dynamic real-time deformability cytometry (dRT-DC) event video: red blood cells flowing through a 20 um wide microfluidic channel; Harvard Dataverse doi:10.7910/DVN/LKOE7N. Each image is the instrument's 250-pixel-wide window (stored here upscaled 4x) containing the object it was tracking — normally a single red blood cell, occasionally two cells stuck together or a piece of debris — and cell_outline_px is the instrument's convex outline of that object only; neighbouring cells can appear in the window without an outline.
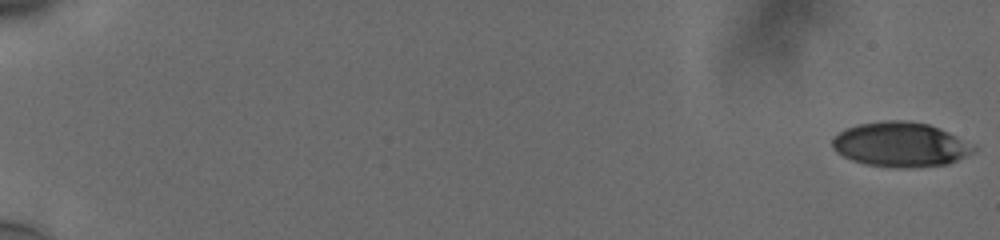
{"species": "human", "species_latin": "Homo sapiens", "temperature_condition": "cold", "stored_images_in_passage": 58, "camera_frame_rate_fps": 3000, "um_per_image_px": 0.085, "donor": {"sex": "male"}, "frame": {"image": 1, "passage_image": 1, "time_ms": 0.0, "image_size_px": [1000, 240], "cell_outline_px": [[976, 148], [972, 152], [948, 164], [920, 168], [892, 168], [864, 164], [852, 160], [836, 152], [832, 148], [832, 140], [840, 132], [848, 128], [860, 124], [888, 120], [904, 120], [928, 124]], "centroid_in_image_um": [76.46, 12.32], "position_along_channel_um": 8.5, "area_um2": 36.13}}
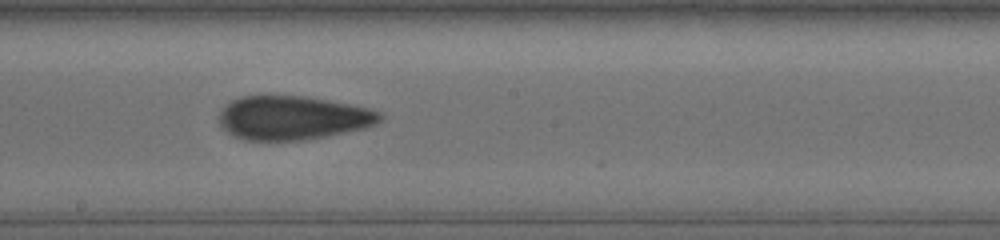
{"frame": {"image": 2, "passage_image": 35, "time_ms": 11.333, "image_size_px": [1000, 240], "cell_outline_px": [[384, 116], [380, 120], [364, 128], [304, 140], [244, 140], [232, 136], [220, 124], [220, 112], [232, 100], [244, 96], [300, 96], [348, 104], [368, 108], [380, 112]], "centroid_in_image_um": [24.86, 10.02], "position_along_channel_um": 223.3, "area_um2": 40.4}}
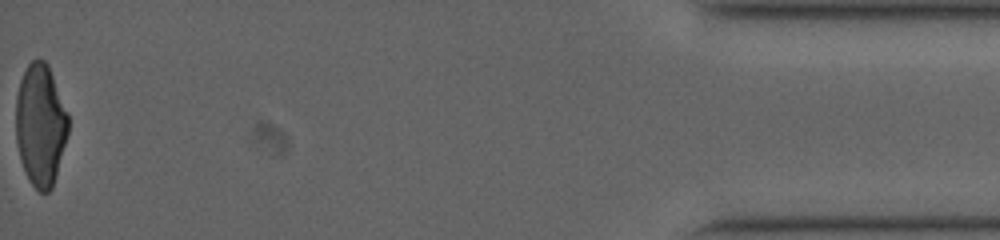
{"frame": {"image": 3, "passage_image": 58, "time_ms": 19.0, "image_size_px": [1000, 240], "cell_outline_px": [[68, 132], [52, 188], [48, 192], [40, 192], [28, 180], [20, 160], [16, 140], [16, 96], [20, 80], [28, 64], [32, 60], [44, 60], [48, 64], [68, 112]], "centroid_in_image_um": [3.43, 10.61], "position_along_channel_um": 431.8, "area_um2": 37.17}, "authors_computed_cell_mechanics": {"area_um2": 39.2751, "velocity_mm_per_s": 3.7825, "shape_relaxation_time_tau1_ms": 9.6719, "shape_relaxation_time_tau2_ms": 2.03, "deformation_change_tau1": 0.257, "deformation_change_tau2": 0.0977}}